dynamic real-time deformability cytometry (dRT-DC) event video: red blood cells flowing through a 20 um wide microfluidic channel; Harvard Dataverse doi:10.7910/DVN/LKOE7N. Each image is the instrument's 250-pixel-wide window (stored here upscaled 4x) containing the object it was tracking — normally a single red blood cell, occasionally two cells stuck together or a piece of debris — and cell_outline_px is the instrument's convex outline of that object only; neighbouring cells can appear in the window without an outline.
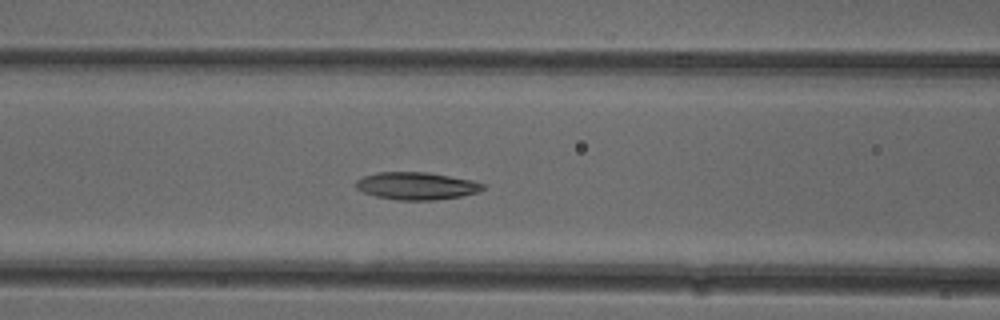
{"species": "common noctule bat (a hibernating species)", "species_latin": "Nyctalus noctula", "temperature_condition": "cold", "stored_images_in_passage": 42, "camera_frame_rate_fps": 3000, "um_per_image_px": 0.085, "animal": {"sex": "female"}, "frame": {"image": 1, "passage_image": 11, "time_ms": 3.333, "image_size_px": [1000, 320], "cell_outline_px": [[484, 188], [476, 192], [460, 196], [432, 200], [396, 200], [376, 196], [364, 192], [356, 188], [356, 180], [364, 176], [376, 172], [428, 172], [472, 180], [484, 184]], "centroid_in_image_um": [35.37, 15.79], "position_along_channel_um": 131.2, "area_um2": 20.17}}
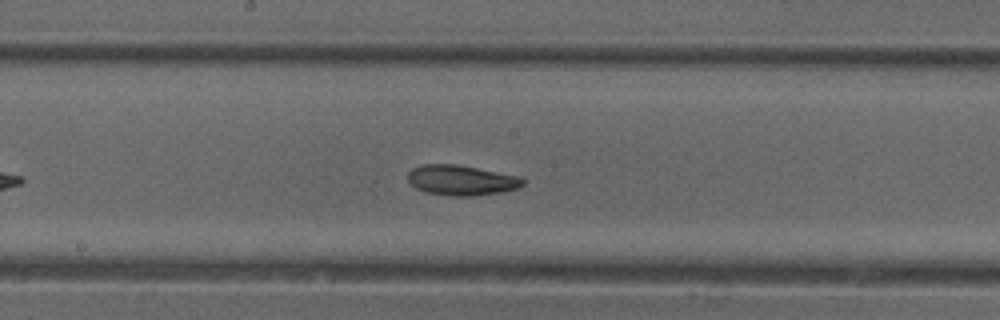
{"frame": {"image": 2, "passage_image": 17, "time_ms": 5.333, "image_size_px": [1000, 320], "cell_outline_px": [[524, 184], [516, 188], [500, 192], [468, 196], [452, 196], [428, 192], [416, 188], [408, 180], [408, 172], [412, 168], [424, 164], [452, 164], [476, 168], [520, 176], [524, 180]], "centroid_in_image_um": [39.2, 15.31], "position_along_channel_um": 209.0, "area_um2": 19.88}}
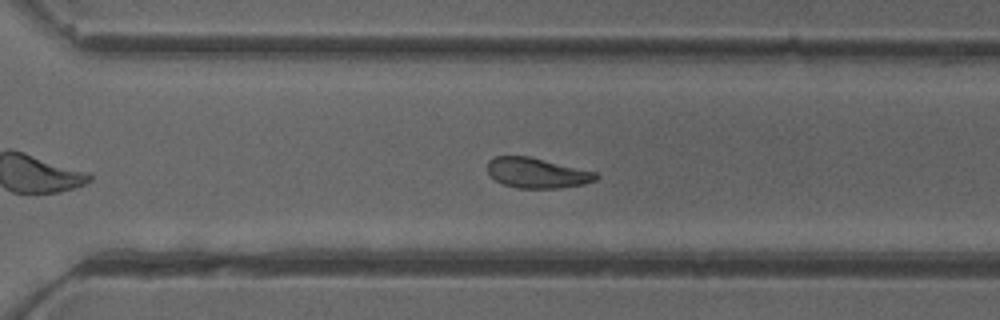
{"frame": {"image": 3, "passage_image": 26, "time_ms": 8.333, "image_size_px": [1000, 320], "cell_outline_px": [[600, 176], [596, 180], [584, 184], [556, 188], [520, 188], [504, 184], [496, 180], [488, 172], [488, 160], [496, 156], [528, 156], [596, 172]], "centroid_in_image_um": [45.65, 14.7], "position_along_channel_um": 324.9, "area_um2": 18.84}, "authors_computed_cell_mechanics": {"area_um2": 20.1144, "velocity_mm_per_s": 3.8839, "shape_relaxation_time_tau1_ms": 5.3895, "shape_relaxation_time_tau2_ms": 4.3026, "deformation_change_tau1": 0.1421, "deformation_change_tau2": 0.1068}}